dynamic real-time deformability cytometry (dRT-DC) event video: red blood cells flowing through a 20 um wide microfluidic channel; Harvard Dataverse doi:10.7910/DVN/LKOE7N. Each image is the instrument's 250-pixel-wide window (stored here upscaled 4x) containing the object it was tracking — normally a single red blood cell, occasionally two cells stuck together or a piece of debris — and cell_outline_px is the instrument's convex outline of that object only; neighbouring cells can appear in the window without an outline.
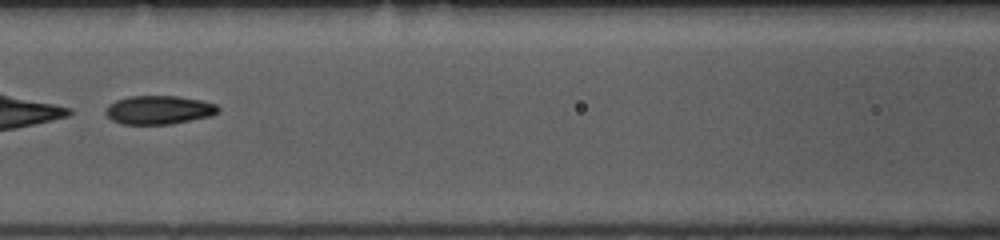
{"species": "common noctule bat (a hibernating species)", "species_latin": "Nyctalus noctula", "temperature_condition": "room temperature", "stored_images_in_passage": 51, "camera_frame_rate_fps": 3000, "um_per_image_px": 0.085, "animal": {"sex": "female", "body_mass_g": 10.0, "forearm_length_mm": 53.1}, "frame": {"image": 1, "passage_image": 23, "time_ms": 7.333, "image_size_px": [1000, 240], "cell_outline_px": [[220, 112], [212, 116], [168, 124], [120, 124], [112, 120], [104, 112], [108, 104], [116, 100], [128, 96], [176, 96], [200, 100], [216, 104], [220, 108]], "centroid_in_image_um": [13.5, 9.34], "position_along_channel_um": 153.1, "area_um2": 18.84}}
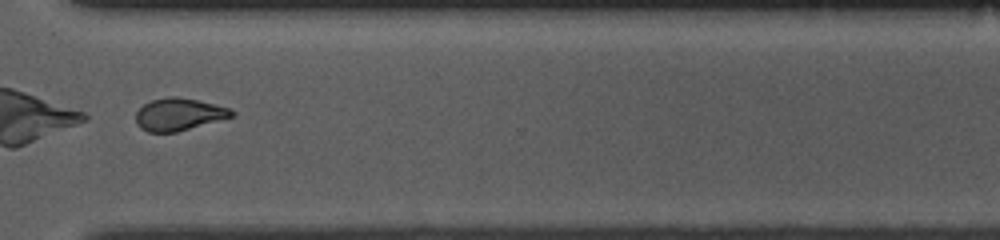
{"frame": {"image": 2, "passage_image": 39, "time_ms": 12.667, "image_size_px": [1000, 240], "cell_outline_px": [[236, 112], [232, 116], [176, 132], [148, 132], [140, 128], [136, 124], [136, 112], [144, 104], [152, 100], [168, 96], [176, 96], [196, 100], [232, 108]], "centroid_in_image_um": [15.18, 9.71], "position_along_channel_um": 355.4, "area_um2": 17.92}}